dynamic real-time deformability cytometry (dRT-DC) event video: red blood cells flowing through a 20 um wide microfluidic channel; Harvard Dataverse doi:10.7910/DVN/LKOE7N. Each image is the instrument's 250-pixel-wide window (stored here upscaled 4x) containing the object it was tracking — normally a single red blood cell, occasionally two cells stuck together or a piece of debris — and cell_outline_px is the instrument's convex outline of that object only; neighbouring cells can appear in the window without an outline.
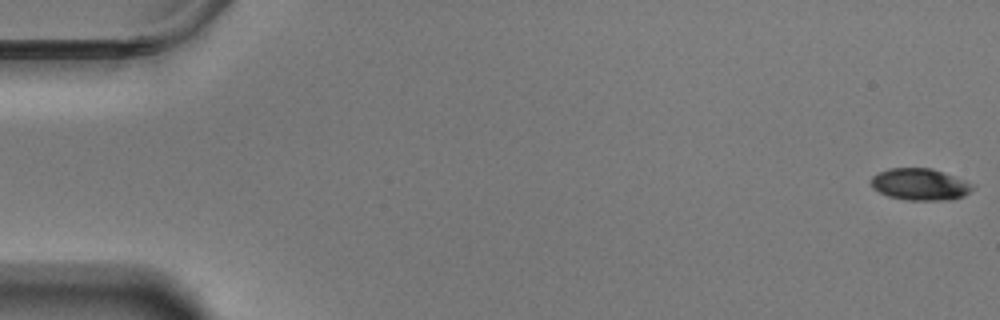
{"species": "Egyptian fruit bat (a non-hibernating species)", "species_latin": "Rousettus aegyptiacus", "temperature_condition": "warm", "stored_images_in_passage": 58, "camera_frame_rate_fps": 3000, "um_per_image_px": 0.085, "animal": {"sex": "male"}, "frame": {"image": 1, "passage_image": 1, "time_ms": 0.0, "image_size_px": [1000, 320], "cell_outline_px": [[976, 188], [964, 196], [952, 200], [908, 200], [888, 196], [872, 188], [872, 176], [888, 168], [932, 168], [944, 172], [976, 184]], "centroid_in_image_um": [78.27, 15.67], "position_along_channel_um": 6.7, "area_um2": 19.02}}
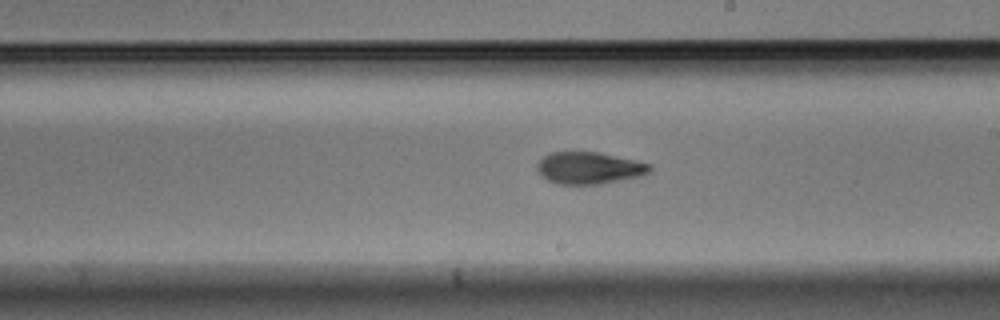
{"frame": {"image": 2, "passage_image": 34, "time_ms": 11.0, "image_size_px": [1000, 320], "cell_outline_px": [[652, 168], [648, 172], [640, 176], [600, 184], [556, 184], [548, 180], [536, 168], [536, 164], [544, 156], [552, 152], [600, 152], [636, 160], [652, 164]], "centroid_in_image_um": [50.09, 14.27], "position_along_channel_um": 238.9, "area_um2": 20.92}}
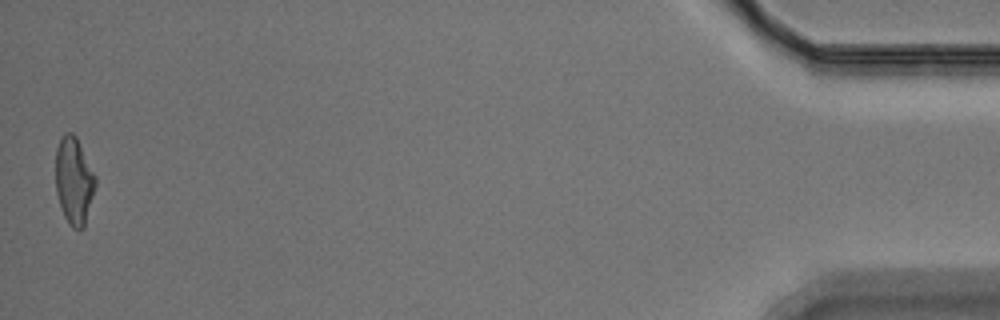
{"frame": {"image": 3, "passage_image": 58, "time_ms": 19.0, "image_size_px": [1000, 320], "cell_outline_px": [[96, 184], [84, 228], [72, 228], [68, 224], [64, 216], [56, 192], [56, 148], [64, 132], [72, 132], [76, 136], [96, 176]], "centroid_in_image_um": [6.29, 15.35], "position_along_channel_um": 428.9, "area_um2": 20.17}, "authors_computed_cell_mechanics": {"area_um2": 20.4612, "velocity_mm_per_s": 3.5112, "shape_relaxation_time_tau1_ms": 6.0055, "shape_relaxation_time_tau2_ms": 3.5908, "deformation_change_tau1": 0.1846, "deformation_change_tau2": 0.1065}}